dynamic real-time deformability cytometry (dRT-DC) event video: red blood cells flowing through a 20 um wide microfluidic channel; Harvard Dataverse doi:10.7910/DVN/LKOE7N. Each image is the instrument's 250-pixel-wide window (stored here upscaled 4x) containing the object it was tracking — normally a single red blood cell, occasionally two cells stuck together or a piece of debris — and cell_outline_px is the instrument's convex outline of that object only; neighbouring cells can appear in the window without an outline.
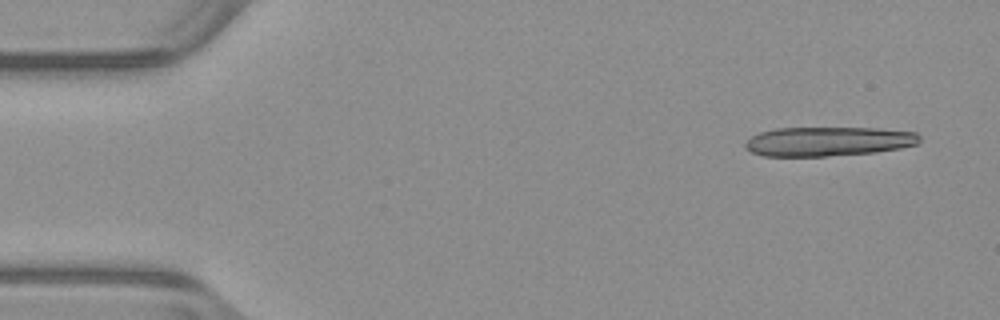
{"species": "common noctule bat (a hibernating species)", "species_latin": "Nyctalus noctula", "temperature_condition": "warm", "stored_images_in_passage": 17, "camera_frame_rate_fps": 3000, "um_per_image_px": 0.085, "animal": {"sex": "male", "body_mass_g": 23.1, "forearm_length_mm": 52.7}, "frame": {"image": 1, "passage_image": 3, "time_ms": 0.667, "image_size_px": [1000, 320], "cell_outline_px": [[920, 140], [916, 144], [900, 148], [876, 152], [824, 156], [764, 156], [752, 152], [744, 148], [744, 144], [752, 136], [760, 132], [776, 128], [880, 128], [916, 132], [920, 136]], "centroid_in_image_um": [70.4, 12.01], "position_along_channel_um": 14.6, "area_um2": 29.77}}